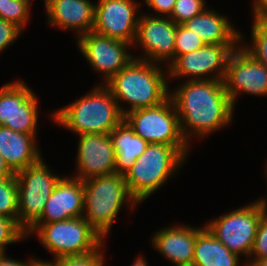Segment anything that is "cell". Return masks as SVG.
Wrapping results in <instances>:
<instances>
[{
	"instance_id": "ba28073f",
	"label": "cell",
	"mask_w": 267,
	"mask_h": 266,
	"mask_svg": "<svg viewBox=\"0 0 267 266\" xmlns=\"http://www.w3.org/2000/svg\"><path fill=\"white\" fill-rule=\"evenodd\" d=\"M267 213V201L259 199L206 224L208 230L230 251L250 258L257 226Z\"/></svg>"
},
{
	"instance_id": "3957f363",
	"label": "cell",
	"mask_w": 267,
	"mask_h": 266,
	"mask_svg": "<svg viewBox=\"0 0 267 266\" xmlns=\"http://www.w3.org/2000/svg\"><path fill=\"white\" fill-rule=\"evenodd\" d=\"M103 84L51 114L54 122L78 135L109 134L124 120V115L109 88Z\"/></svg>"
},
{
	"instance_id": "7c38bea8",
	"label": "cell",
	"mask_w": 267,
	"mask_h": 266,
	"mask_svg": "<svg viewBox=\"0 0 267 266\" xmlns=\"http://www.w3.org/2000/svg\"><path fill=\"white\" fill-rule=\"evenodd\" d=\"M224 84L234 107L240 92L265 97L267 68L238 45L229 57Z\"/></svg>"
},
{
	"instance_id": "d6a6232c",
	"label": "cell",
	"mask_w": 267,
	"mask_h": 266,
	"mask_svg": "<svg viewBox=\"0 0 267 266\" xmlns=\"http://www.w3.org/2000/svg\"><path fill=\"white\" fill-rule=\"evenodd\" d=\"M149 8H152L156 16L169 17L174 9L176 0H144ZM162 14V15H161Z\"/></svg>"
},
{
	"instance_id": "5bb4252c",
	"label": "cell",
	"mask_w": 267,
	"mask_h": 266,
	"mask_svg": "<svg viewBox=\"0 0 267 266\" xmlns=\"http://www.w3.org/2000/svg\"><path fill=\"white\" fill-rule=\"evenodd\" d=\"M139 5L134 0H98L92 31L133 45L140 18L136 14Z\"/></svg>"
},
{
	"instance_id": "d6986e66",
	"label": "cell",
	"mask_w": 267,
	"mask_h": 266,
	"mask_svg": "<svg viewBox=\"0 0 267 266\" xmlns=\"http://www.w3.org/2000/svg\"><path fill=\"white\" fill-rule=\"evenodd\" d=\"M198 227L174 226L160 229L152 246L176 266H192Z\"/></svg>"
},
{
	"instance_id": "6da1fadb",
	"label": "cell",
	"mask_w": 267,
	"mask_h": 266,
	"mask_svg": "<svg viewBox=\"0 0 267 266\" xmlns=\"http://www.w3.org/2000/svg\"><path fill=\"white\" fill-rule=\"evenodd\" d=\"M169 93L179 117L183 138L204 137L232 121L234 105L224 80H190ZM189 131V132H188Z\"/></svg>"
},
{
	"instance_id": "8992f818",
	"label": "cell",
	"mask_w": 267,
	"mask_h": 266,
	"mask_svg": "<svg viewBox=\"0 0 267 266\" xmlns=\"http://www.w3.org/2000/svg\"><path fill=\"white\" fill-rule=\"evenodd\" d=\"M38 235L40 243L54 254V259L82 256L97 251L103 238L84 217H75L52 223H35L25 236Z\"/></svg>"
},
{
	"instance_id": "1f68e13d",
	"label": "cell",
	"mask_w": 267,
	"mask_h": 266,
	"mask_svg": "<svg viewBox=\"0 0 267 266\" xmlns=\"http://www.w3.org/2000/svg\"><path fill=\"white\" fill-rule=\"evenodd\" d=\"M21 31L15 24L0 18V53L15 42Z\"/></svg>"
},
{
	"instance_id": "52a82bcc",
	"label": "cell",
	"mask_w": 267,
	"mask_h": 266,
	"mask_svg": "<svg viewBox=\"0 0 267 266\" xmlns=\"http://www.w3.org/2000/svg\"><path fill=\"white\" fill-rule=\"evenodd\" d=\"M124 120L147 143L173 146L187 157L190 145L182 136L179 117L170 97L159 105L132 110L124 115Z\"/></svg>"
},
{
	"instance_id": "30bf717a",
	"label": "cell",
	"mask_w": 267,
	"mask_h": 266,
	"mask_svg": "<svg viewBox=\"0 0 267 266\" xmlns=\"http://www.w3.org/2000/svg\"><path fill=\"white\" fill-rule=\"evenodd\" d=\"M236 47V44H205L198 50L178 56L169 65L168 76H191L190 80H224L229 57ZM214 72L217 74L214 75ZM208 74L213 76L208 77Z\"/></svg>"
},
{
	"instance_id": "4316f807",
	"label": "cell",
	"mask_w": 267,
	"mask_h": 266,
	"mask_svg": "<svg viewBox=\"0 0 267 266\" xmlns=\"http://www.w3.org/2000/svg\"><path fill=\"white\" fill-rule=\"evenodd\" d=\"M102 246L92 253L82 256L63 257L53 262L37 260L39 266H104V253Z\"/></svg>"
},
{
	"instance_id": "277c9868",
	"label": "cell",
	"mask_w": 267,
	"mask_h": 266,
	"mask_svg": "<svg viewBox=\"0 0 267 266\" xmlns=\"http://www.w3.org/2000/svg\"><path fill=\"white\" fill-rule=\"evenodd\" d=\"M83 184V217L104 239L123 204L134 208L138 202L130 195L125 177L118 173L92 177Z\"/></svg>"
},
{
	"instance_id": "9a60e30c",
	"label": "cell",
	"mask_w": 267,
	"mask_h": 266,
	"mask_svg": "<svg viewBox=\"0 0 267 266\" xmlns=\"http://www.w3.org/2000/svg\"><path fill=\"white\" fill-rule=\"evenodd\" d=\"M177 24L169 17L140 15L136 39L133 45H141L143 56L138 59L152 63L174 61Z\"/></svg>"
},
{
	"instance_id": "ac0fdd59",
	"label": "cell",
	"mask_w": 267,
	"mask_h": 266,
	"mask_svg": "<svg viewBox=\"0 0 267 266\" xmlns=\"http://www.w3.org/2000/svg\"><path fill=\"white\" fill-rule=\"evenodd\" d=\"M48 23L78 31L76 38L93 30L95 4L90 0H46Z\"/></svg>"
},
{
	"instance_id": "e0dca14e",
	"label": "cell",
	"mask_w": 267,
	"mask_h": 266,
	"mask_svg": "<svg viewBox=\"0 0 267 266\" xmlns=\"http://www.w3.org/2000/svg\"><path fill=\"white\" fill-rule=\"evenodd\" d=\"M84 213V184L72 176H63L48 198L41 218L36 223H52L75 217Z\"/></svg>"
},
{
	"instance_id": "7402d4cb",
	"label": "cell",
	"mask_w": 267,
	"mask_h": 266,
	"mask_svg": "<svg viewBox=\"0 0 267 266\" xmlns=\"http://www.w3.org/2000/svg\"><path fill=\"white\" fill-rule=\"evenodd\" d=\"M115 151V173L125 175L146 150L149 143L134 133L123 120L109 133Z\"/></svg>"
},
{
	"instance_id": "d4e9b609",
	"label": "cell",
	"mask_w": 267,
	"mask_h": 266,
	"mask_svg": "<svg viewBox=\"0 0 267 266\" xmlns=\"http://www.w3.org/2000/svg\"><path fill=\"white\" fill-rule=\"evenodd\" d=\"M30 3V0H0V18L23 30L29 20Z\"/></svg>"
},
{
	"instance_id": "836d02e7",
	"label": "cell",
	"mask_w": 267,
	"mask_h": 266,
	"mask_svg": "<svg viewBox=\"0 0 267 266\" xmlns=\"http://www.w3.org/2000/svg\"><path fill=\"white\" fill-rule=\"evenodd\" d=\"M253 2V15L262 23L267 24V0H255Z\"/></svg>"
},
{
	"instance_id": "9c48e42d",
	"label": "cell",
	"mask_w": 267,
	"mask_h": 266,
	"mask_svg": "<svg viewBox=\"0 0 267 266\" xmlns=\"http://www.w3.org/2000/svg\"><path fill=\"white\" fill-rule=\"evenodd\" d=\"M43 159L15 174L18 185V226L26 233L42 216L45 204L62 177Z\"/></svg>"
},
{
	"instance_id": "2e32d148",
	"label": "cell",
	"mask_w": 267,
	"mask_h": 266,
	"mask_svg": "<svg viewBox=\"0 0 267 266\" xmlns=\"http://www.w3.org/2000/svg\"><path fill=\"white\" fill-rule=\"evenodd\" d=\"M77 153L78 176L82 181L115 173V151L109 134H81Z\"/></svg>"
},
{
	"instance_id": "5b68a950",
	"label": "cell",
	"mask_w": 267,
	"mask_h": 266,
	"mask_svg": "<svg viewBox=\"0 0 267 266\" xmlns=\"http://www.w3.org/2000/svg\"><path fill=\"white\" fill-rule=\"evenodd\" d=\"M185 159L173 146L149 144L124 175L130 195L141 203L159 190L181 168Z\"/></svg>"
},
{
	"instance_id": "83f0119b",
	"label": "cell",
	"mask_w": 267,
	"mask_h": 266,
	"mask_svg": "<svg viewBox=\"0 0 267 266\" xmlns=\"http://www.w3.org/2000/svg\"><path fill=\"white\" fill-rule=\"evenodd\" d=\"M204 45L205 43L197 34L188 30L182 24H177L174 60L178 56L198 50Z\"/></svg>"
},
{
	"instance_id": "4fadbf2b",
	"label": "cell",
	"mask_w": 267,
	"mask_h": 266,
	"mask_svg": "<svg viewBox=\"0 0 267 266\" xmlns=\"http://www.w3.org/2000/svg\"><path fill=\"white\" fill-rule=\"evenodd\" d=\"M77 39L81 53L94 71L103 73L105 83L134 58L126 51L128 46H132L127 42L106 37L93 31Z\"/></svg>"
},
{
	"instance_id": "8fae6325",
	"label": "cell",
	"mask_w": 267,
	"mask_h": 266,
	"mask_svg": "<svg viewBox=\"0 0 267 266\" xmlns=\"http://www.w3.org/2000/svg\"><path fill=\"white\" fill-rule=\"evenodd\" d=\"M38 99L23 81L0 88V125L36 136Z\"/></svg>"
},
{
	"instance_id": "ffe728a7",
	"label": "cell",
	"mask_w": 267,
	"mask_h": 266,
	"mask_svg": "<svg viewBox=\"0 0 267 266\" xmlns=\"http://www.w3.org/2000/svg\"><path fill=\"white\" fill-rule=\"evenodd\" d=\"M35 138L0 125V154L14 174L42 159Z\"/></svg>"
},
{
	"instance_id": "44dd1931",
	"label": "cell",
	"mask_w": 267,
	"mask_h": 266,
	"mask_svg": "<svg viewBox=\"0 0 267 266\" xmlns=\"http://www.w3.org/2000/svg\"><path fill=\"white\" fill-rule=\"evenodd\" d=\"M208 9V10H207ZM188 30L197 34L205 44H237L243 37L234 28L227 17L209 8L199 15L186 20L183 24Z\"/></svg>"
},
{
	"instance_id": "f1b7e54d",
	"label": "cell",
	"mask_w": 267,
	"mask_h": 266,
	"mask_svg": "<svg viewBox=\"0 0 267 266\" xmlns=\"http://www.w3.org/2000/svg\"><path fill=\"white\" fill-rule=\"evenodd\" d=\"M206 8L205 0H176L169 18L176 24H183L186 20L199 15Z\"/></svg>"
},
{
	"instance_id": "f546056e",
	"label": "cell",
	"mask_w": 267,
	"mask_h": 266,
	"mask_svg": "<svg viewBox=\"0 0 267 266\" xmlns=\"http://www.w3.org/2000/svg\"><path fill=\"white\" fill-rule=\"evenodd\" d=\"M25 237V232L13 219L0 216V254L6 252L8 244L19 242Z\"/></svg>"
},
{
	"instance_id": "7a4b0ae2",
	"label": "cell",
	"mask_w": 267,
	"mask_h": 266,
	"mask_svg": "<svg viewBox=\"0 0 267 266\" xmlns=\"http://www.w3.org/2000/svg\"><path fill=\"white\" fill-rule=\"evenodd\" d=\"M158 65L135 56L105 83L119 102L123 115L135 109L159 105L169 97L167 73ZM119 100L130 103V108L125 109Z\"/></svg>"
},
{
	"instance_id": "484cf974",
	"label": "cell",
	"mask_w": 267,
	"mask_h": 266,
	"mask_svg": "<svg viewBox=\"0 0 267 266\" xmlns=\"http://www.w3.org/2000/svg\"><path fill=\"white\" fill-rule=\"evenodd\" d=\"M253 18L252 45H242V47L267 68V24L262 23L255 16Z\"/></svg>"
},
{
	"instance_id": "cb8c5ba5",
	"label": "cell",
	"mask_w": 267,
	"mask_h": 266,
	"mask_svg": "<svg viewBox=\"0 0 267 266\" xmlns=\"http://www.w3.org/2000/svg\"><path fill=\"white\" fill-rule=\"evenodd\" d=\"M0 216L13 219L18 225V185L15 175L0 179Z\"/></svg>"
},
{
	"instance_id": "e575fe53",
	"label": "cell",
	"mask_w": 267,
	"mask_h": 266,
	"mask_svg": "<svg viewBox=\"0 0 267 266\" xmlns=\"http://www.w3.org/2000/svg\"><path fill=\"white\" fill-rule=\"evenodd\" d=\"M0 266H39L36 258L30 259L28 262L18 261L4 254H0Z\"/></svg>"
},
{
	"instance_id": "d590c367",
	"label": "cell",
	"mask_w": 267,
	"mask_h": 266,
	"mask_svg": "<svg viewBox=\"0 0 267 266\" xmlns=\"http://www.w3.org/2000/svg\"><path fill=\"white\" fill-rule=\"evenodd\" d=\"M15 174L10 170L7 164L4 161V158L0 154V179L1 178H10Z\"/></svg>"
},
{
	"instance_id": "603a6c76",
	"label": "cell",
	"mask_w": 267,
	"mask_h": 266,
	"mask_svg": "<svg viewBox=\"0 0 267 266\" xmlns=\"http://www.w3.org/2000/svg\"><path fill=\"white\" fill-rule=\"evenodd\" d=\"M239 259L206 226L198 228L192 266H239Z\"/></svg>"
},
{
	"instance_id": "74e56055",
	"label": "cell",
	"mask_w": 267,
	"mask_h": 266,
	"mask_svg": "<svg viewBox=\"0 0 267 266\" xmlns=\"http://www.w3.org/2000/svg\"><path fill=\"white\" fill-rule=\"evenodd\" d=\"M251 266H267V257L257 259Z\"/></svg>"
},
{
	"instance_id": "4dcf8cb0",
	"label": "cell",
	"mask_w": 267,
	"mask_h": 266,
	"mask_svg": "<svg viewBox=\"0 0 267 266\" xmlns=\"http://www.w3.org/2000/svg\"><path fill=\"white\" fill-rule=\"evenodd\" d=\"M251 256L254 257L252 258ZM250 257V260L245 262L247 263L245 264L246 266H251L257 259L267 257V213L258 223L255 241Z\"/></svg>"
},
{
	"instance_id": "8d00e7d4",
	"label": "cell",
	"mask_w": 267,
	"mask_h": 266,
	"mask_svg": "<svg viewBox=\"0 0 267 266\" xmlns=\"http://www.w3.org/2000/svg\"><path fill=\"white\" fill-rule=\"evenodd\" d=\"M131 266H148L145 258L137 257Z\"/></svg>"
}]
</instances>
